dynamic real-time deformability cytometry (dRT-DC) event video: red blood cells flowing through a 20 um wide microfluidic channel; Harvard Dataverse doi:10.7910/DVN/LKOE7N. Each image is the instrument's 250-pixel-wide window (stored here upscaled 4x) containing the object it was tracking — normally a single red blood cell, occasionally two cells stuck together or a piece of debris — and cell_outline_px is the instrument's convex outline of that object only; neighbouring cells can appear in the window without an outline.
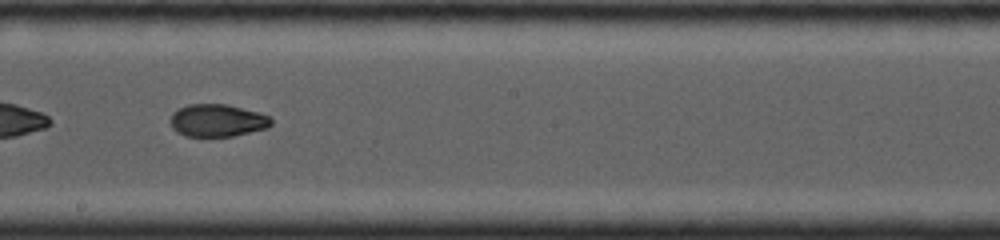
{"species": "common noctule bat (a hibernating species)", "species_latin": "Nyctalus noctula", "temperature_condition": "cold", "stored_images_in_passage": 65, "camera_frame_rate_fps": 4000, "um_per_image_px": 0.085, "animal": {"sex": "female", "body_mass_g": 19.0, "forearm_length_mm": 53.3}, "frame": {"image": 1, "passage_image": 26, "time_ms": 4.25, "image_size_px": [1000, 240], "cell_outline_px": [[272, 124], [268, 128], [232, 136], [184, 136], [176, 132], [172, 128], [168, 120], [172, 112], [188, 104], [224, 104], [260, 112], [268, 116], [272, 120]], "centroid_in_image_um": [18.44, 10.24], "position_along_channel_um": 229.8, "area_um2": 19.25}}